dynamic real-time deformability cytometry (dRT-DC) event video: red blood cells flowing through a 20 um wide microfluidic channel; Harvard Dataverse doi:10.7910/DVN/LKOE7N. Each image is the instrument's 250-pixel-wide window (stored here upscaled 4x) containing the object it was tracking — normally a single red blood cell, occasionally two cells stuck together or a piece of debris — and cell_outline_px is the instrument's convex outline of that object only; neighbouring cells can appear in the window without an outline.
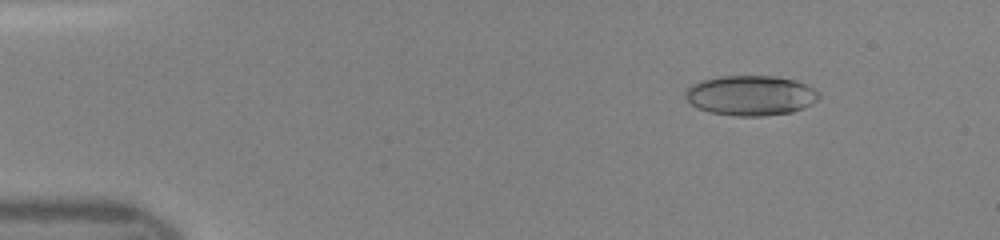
{"species": "human", "species_latin": "Homo sapiens", "temperature_condition": "room temperature", "stored_images_in_passage": 47, "camera_frame_rate_fps": 3000, "um_per_image_px": 0.085, "donor": {"sex": "female"}, "frame": {"image": 1, "passage_image": 6, "time_ms": 1.667, "image_size_px": [1000, 240], "cell_outline_px": [[820, 96], [816, 100], [792, 112], [764, 116], [732, 116], [708, 112], [692, 104], [684, 96], [684, 92], [692, 84], [700, 80], [720, 76], [772, 76], [796, 80], [820, 92]], "centroid_in_image_um": [63.77, 8.11], "position_along_channel_um": 21.2, "area_um2": 31.04}}
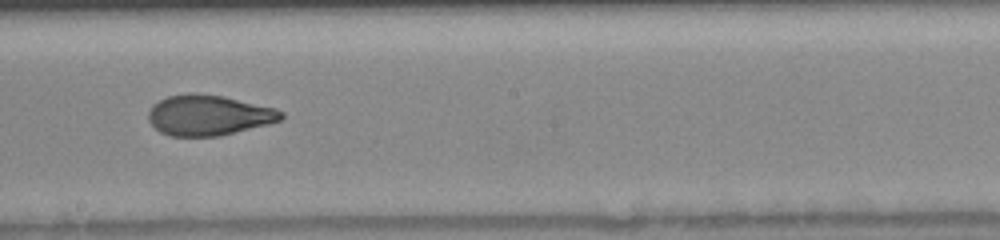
{"frame": {"image": 2, "passage_image": 27, "time_ms": 8.667, "image_size_px": [1000, 240], "cell_outline_px": [[284, 116], [280, 120], [268, 124], [220, 136], [168, 136], [160, 132], [148, 120], [148, 112], [152, 104], [168, 96], [192, 92], [196, 92], [224, 96], [276, 108], [284, 112]], "centroid_in_image_um": [17.73, 9.78], "position_along_channel_um": 230.5, "area_um2": 31.5}}
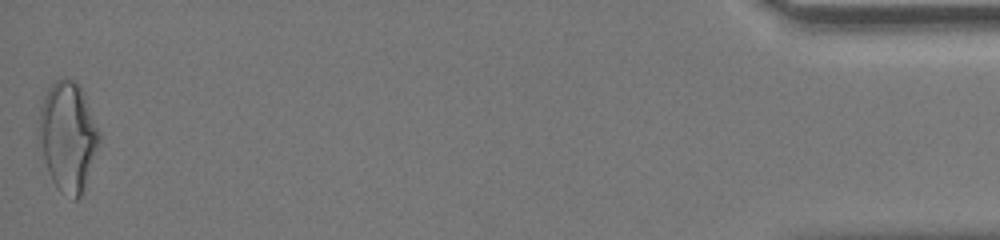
{"frame": {"image": 3, "passage_image": 47, "time_ms": 15.333, "image_size_px": [1000, 240], "cell_outline_px": [[100, 140], [80, 196], [76, 200], [72, 200], [60, 192], [56, 188], [48, 172], [44, 156], [40, 136], [40, 108], [44, 96], [48, 88], [56, 80], [64, 76], [76, 80], [80, 84], [100, 132]], "centroid_in_image_um": [5.78, 11.55], "position_along_channel_um": 429.4, "area_um2": 37.92}}